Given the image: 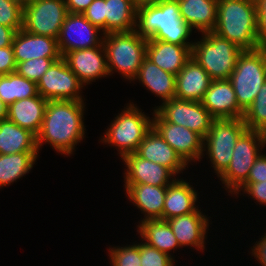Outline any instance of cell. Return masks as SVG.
Returning a JSON list of instances; mask_svg holds the SVG:
<instances>
[{
    "label": "cell",
    "instance_id": "obj_32",
    "mask_svg": "<svg viewBox=\"0 0 266 266\" xmlns=\"http://www.w3.org/2000/svg\"><path fill=\"white\" fill-rule=\"evenodd\" d=\"M38 95L37 84L16 72L0 75V99L8 106Z\"/></svg>",
    "mask_w": 266,
    "mask_h": 266
},
{
    "label": "cell",
    "instance_id": "obj_38",
    "mask_svg": "<svg viewBox=\"0 0 266 266\" xmlns=\"http://www.w3.org/2000/svg\"><path fill=\"white\" fill-rule=\"evenodd\" d=\"M82 14L105 34V0H94Z\"/></svg>",
    "mask_w": 266,
    "mask_h": 266
},
{
    "label": "cell",
    "instance_id": "obj_25",
    "mask_svg": "<svg viewBox=\"0 0 266 266\" xmlns=\"http://www.w3.org/2000/svg\"><path fill=\"white\" fill-rule=\"evenodd\" d=\"M218 0H177L183 21L198 32L207 33L214 30L217 17Z\"/></svg>",
    "mask_w": 266,
    "mask_h": 266
},
{
    "label": "cell",
    "instance_id": "obj_45",
    "mask_svg": "<svg viewBox=\"0 0 266 266\" xmlns=\"http://www.w3.org/2000/svg\"><path fill=\"white\" fill-rule=\"evenodd\" d=\"M16 32L14 28L0 24V48L12 46Z\"/></svg>",
    "mask_w": 266,
    "mask_h": 266
},
{
    "label": "cell",
    "instance_id": "obj_1",
    "mask_svg": "<svg viewBox=\"0 0 266 266\" xmlns=\"http://www.w3.org/2000/svg\"><path fill=\"white\" fill-rule=\"evenodd\" d=\"M84 101H48L42 126L36 136L39 149L47 143L64 155L74 154L77 143L84 139Z\"/></svg>",
    "mask_w": 266,
    "mask_h": 266
},
{
    "label": "cell",
    "instance_id": "obj_12",
    "mask_svg": "<svg viewBox=\"0 0 266 266\" xmlns=\"http://www.w3.org/2000/svg\"><path fill=\"white\" fill-rule=\"evenodd\" d=\"M155 111L169 123L184 126L199 134L203 139L208 134L215 119L200 101H187L173 98L161 102Z\"/></svg>",
    "mask_w": 266,
    "mask_h": 266
},
{
    "label": "cell",
    "instance_id": "obj_29",
    "mask_svg": "<svg viewBox=\"0 0 266 266\" xmlns=\"http://www.w3.org/2000/svg\"><path fill=\"white\" fill-rule=\"evenodd\" d=\"M38 152L36 136L8 118L0 120V154Z\"/></svg>",
    "mask_w": 266,
    "mask_h": 266
},
{
    "label": "cell",
    "instance_id": "obj_37",
    "mask_svg": "<svg viewBox=\"0 0 266 266\" xmlns=\"http://www.w3.org/2000/svg\"><path fill=\"white\" fill-rule=\"evenodd\" d=\"M140 246L141 266H174L175 259L145 242L137 243Z\"/></svg>",
    "mask_w": 266,
    "mask_h": 266
},
{
    "label": "cell",
    "instance_id": "obj_42",
    "mask_svg": "<svg viewBox=\"0 0 266 266\" xmlns=\"http://www.w3.org/2000/svg\"><path fill=\"white\" fill-rule=\"evenodd\" d=\"M16 70V61L12 46L0 48V75H7Z\"/></svg>",
    "mask_w": 266,
    "mask_h": 266
},
{
    "label": "cell",
    "instance_id": "obj_28",
    "mask_svg": "<svg viewBox=\"0 0 266 266\" xmlns=\"http://www.w3.org/2000/svg\"><path fill=\"white\" fill-rule=\"evenodd\" d=\"M137 227V232L140 234L139 236L142 239L141 241H144L149 246H152L161 252L172 256L170 252L180 248V245L178 244V241L167 220H140Z\"/></svg>",
    "mask_w": 266,
    "mask_h": 266
},
{
    "label": "cell",
    "instance_id": "obj_19",
    "mask_svg": "<svg viewBox=\"0 0 266 266\" xmlns=\"http://www.w3.org/2000/svg\"><path fill=\"white\" fill-rule=\"evenodd\" d=\"M180 247H195L197 251L205 249V240L209 226V217L199 208L190 214L167 219Z\"/></svg>",
    "mask_w": 266,
    "mask_h": 266
},
{
    "label": "cell",
    "instance_id": "obj_33",
    "mask_svg": "<svg viewBox=\"0 0 266 266\" xmlns=\"http://www.w3.org/2000/svg\"><path fill=\"white\" fill-rule=\"evenodd\" d=\"M243 121L250 130L263 131L266 128V81L253 103L244 111Z\"/></svg>",
    "mask_w": 266,
    "mask_h": 266
},
{
    "label": "cell",
    "instance_id": "obj_49",
    "mask_svg": "<svg viewBox=\"0 0 266 266\" xmlns=\"http://www.w3.org/2000/svg\"><path fill=\"white\" fill-rule=\"evenodd\" d=\"M23 4H26V3H28V2H30V1H33V0H20Z\"/></svg>",
    "mask_w": 266,
    "mask_h": 266
},
{
    "label": "cell",
    "instance_id": "obj_34",
    "mask_svg": "<svg viewBox=\"0 0 266 266\" xmlns=\"http://www.w3.org/2000/svg\"><path fill=\"white\" fill-rule=\"evenodd\" d=\"M60 58H33L16 64L15 72L24 78L31 80L37 84L41 76H43L54 61Z\"/></svg>",
    "mask_w": 266,
    "mask_h": 266
},
{
    "label": "cell",
    "instance_id": "obj_41",
    "mask_svg": "<svg viewBox=\"0 0 266 266\" xmlns=\"http://www.w3.org/2000/svg\"><path fill=\"white\" fill-rule=\"evenodd\" d=\"M266 181V153H261L250 169L245 183H258Z\"/></svg>",
    "mask_w": 266,
    "mask_h": 266
},
{
    "label": "cell",
    "instance_id": "obj_11",
    "mask_svg": "<svg viewBox=\"0 0 266 266\" xmlns=\"http://www.w3.org/2000/svg\"><path fill=\"white\" fill-rule=\"evenodd\" d=\"M83 87L62 57L54 61L37 82L38 94L47 101H84L81 94Z\"/></svg>",
    "mask_w": 266,
    "mask_h": 266
},
{
    "label": "cell",
    "instance_id": "obj_24",
    "mask_svg": "<svg viewBox=\"0 0 266 266\" xmlns=\"http://www.w3.org/2000/svg\"><path fill=\"white\" fill-rule=\"evenodd\" d=\"M197 190L186 180L175 179L167 186L163 208V220L195 212L198 200Z\"/></svg>",
    "mask_w": 266,
    "mask_h": 266
},
{
    "label": "cell",
    "instance_id": "obj_15",
    "mask_svg": "<svg viewBox=\"0 0 266 266\" xmlns=\"http://www.w3.org/2000/svg\"><path fill=\"white\" fill-rule=\"evenodd\" d=\"M62 58L84 86L96 79L110 76L103 44L90 49H79L65 53Z\"/></svg>",
    "mask_w": 266,
    "mask_h": 266
},
{
    "label": "cell",
    "instance_id": "obj_8",
    "mask_svg": "<svg viewBox=\"0 0 266 266\" xmlns=\"http://www.w3.org/2000/svg\"><path fill=\"white\" fill-rule=\"evenodd\" d=\"M243 118L214 119L208 134L204 137L203 151L210 159L218 178L231 163L233 149L239 137L247 130Z\"/></svg>",
    "mask_w": 266,
    "mask_h": 266
},
{
    "label": "cell",
    "instance_id": "obj_48",
    "mask_svg": "<svg viewBox=\"0 0 266 266\" xmlns=\"http://www.w3.org/2000/svg\"><path fill=\"white\" fill-rule=\"evenodd\" d=\"M262 132V135H263V143H264V146L266 145V128L261 131Z\"/></svg>",
    "mask_w": 266,
    "mask_h": 266
},
{
    "label": "cell",
    "instance_id": "obj_9",
    "mask_svg": "<svg viewBox=\"0 0 266 266\" xmlns=\"http://www.w3.org/2000/svg\"><path fill=\"white\" fill-rule=\"evenodd\" d=\"M264 147L261 131L247 129L233 149L231 163L219 177L228 193L235 192L247 181L251 167Z\"/></svg>",
    "mask_w": 266,
    "mask_h": 266
},
{
    "label": "cell",
    "instance_id": "obj_13",
    "mask_svg": "<svg viewBox=\"0 0 266 266\" xmlns=\"http://www.w3.org/2000/svg\"><path fill=\"white\" fill-rule=\"evenodd\" d=\"M104 35L103 31L92 25L83 14L68 12L57 39L59 51L63 56L74 50L97 47L103 44Z\"/></svg>",
    "mask_w": 266,
    "mask_h": 266
},
{
    "label": "cell",
    "instance_id": "obj_44",
    "mask_svg": "<svg viewBox=\"0 0 266 266\" xmlns=\"http://www.w3.org/2000/svg\"><path fill=\"white\" fill-rule=\"evenodd\" d=\"M69 13L82 14L94 0H64Z\"/></svg>",
    "mask_w": 266,
    "mask_h": 266
},
{
    "label": "cell",
    "instance_id": "obj_47",
    "mask_svg": "<svg viewBox=\"0 0 266 266\" xmlns=\"http://www.w3.org/2000/svg\"><path fill=\"white\" fill-rule=\"evenodd\" d=\"M160 0H133V2L135 3V5L137 7L142 6V5H147V4H155Z\"/></svg>",
    "mask_w": 266,
    "mask_h": 266
},
{
    "label": "cell",
    "instance_id": "obj_3",
    "mask_svg": "<svg viewBox=\"0 0 266 266\" xmlns=\"http://www.w3.org/2000/svg\"><path fill=\"white\" fill-rule=\"evenodd\" d=\"M212 32L243 51L258 49L255 0H218L216 24Z\"/></svg>",
    "mask_w": 266,
    "mask_h": 266
},
{
    "label": "cell",
    "instance_id": "obj_4",
    "mask_svg": "<svg viewBox=\"0 0 266 266\" xmlns=\"http://www.w3.org/2000/svg\"><path fill=\"white\" fill-rule=\"evenodd\" d=\"M148 39L131 32L109 33L104 35L107 69L111 76L115 71L131 81L136 77L146 58Z\"/></svg>",
    "mask_w": 266,
    "mask_h": 266
},
{
    "label": "cell",
    "instance_id": "obj_17",
    "mask_svg": "<svg viewBox=\"0 0 266 266\" xmlns=\"http://www.w3.org/2000/svg\"><path fill=\"white\" fill-rule=\"evenodd\" d=\"M201 102L215 119H236L244 116L229 79L213 80Z\"/></svg>",
    "mask_w": 266,
    "mask_h": 266
},
{
    "label": "cell",
    "instance_id": "obj_14",
    "mask_svg": "<svg viewBox=\"0 0 266 266\" xmlns=\"http://www.w3.org/2000/svg\"><path fill=\"white\" fill-rule=\"evenodd\" d=\"M153 111V128L187 164L204 157V139L199 134L184 126L166 122L155 110Z\"/></svg>",
    "mask_w": 266,
    "mask_h": 266
},
{
    "label": "cell",
    "instance_id": "obj_10",
    "mask_svg": "<svg viewBox=\"0 0 266 266\" xmlns=\"http://www.w3.org/2000/svg\"><path fill=\"white\" fill-rule=\"evenodd\" d=\"M68 11L64 0H33L23 6V28L58 39Z\"/></svg>",
    "mask_w": 266,
    "mask_h": 266
},
{
    "label": "cell",
    "instance_id": "obj_36",
    "mask_svg": "<svg viewBox=\"0 0 266 266\" xmlns=\"http://www.w3.org/2000/svg\"><path fill=\"white\" fill-rule=\"evenodd\" d=\"M111 266H141L140 246L137 243L126 246L109 247Z\"/></svg>",
    "mask_w": 266,
    "mask_h": 266
},
{
    "label": "cell",
    "instance_id": "obj_5",
    "mask_svg": "<svg viewBox=\"0 0 266 266\" xmlns=\"http://www.w3.org/2000/svg\"><path fill=\"white\" fill-rule=\"evenodd\" d=\"M128 103L121 113L113 119L112 123L101 137V142L116 147L122 159L125 155L135 153L140 143L153 127V117L150 118L143 110Z\"/></svg>",
    "mask_w": 266,
    "mask_h": 266
},
{
    "label": "cell",
    "instance_id": "obj_35",
    "mask_svg": "<svg viewBox=\"0 0 266 266\" xmlns=\"http://www.w3.org/2000/svg\"><path fill=\"white\" fill-rule=\"evenodd\" d=\"M23 6L20 0H0V24L14 28H23Z\"/></svg>",
    "mask_w": 266,
    "mask_h": 266
},
{
    "label": "cell",
    "instance_id": "obj_27",
    "mask_svg": "<svg viewBox=\"0 0 266 266\" xmlns=\"http://www.w3.org/2000/svg\"><path fill=\"white\" fill-rule=\"evenodd\" d=\"M136 79L163 102L175 98L176 75L164 71L147 58L143 60L133 81Z\"/></svg>",
    "mask_w": 266,
    "mask_h": 266
},
{
    "label": "cell",
    "instance_id": "obj_30",
    "mask_svg": "<svg viewBox=\"0 0 266 266\" xmlns=\"http://www.w3.org/2000/svg\"><path fill=\"white\" fill-rule=\"evenodd\" d=\"M105 15V34L136 28L137 6L133 0H105Z\"/></svg>",
    "mask_w": 266,
    "mask_h": 266
},
{
    "label": "cell",
    "instance_id": "obj_26",
    "mask_svg": "<svg viewBox=\"0 0 266 266\" xmlns=\"http://www.w3.org/2000/svg\"><path fill=\"white\" fill-rule=\"evenodd\" d=\"M47 100L41 95L21 99L8 106L7 118L35 136L42 126Z\"/></svg>",
    "mask_w": 266,
    "mask_h": 266
},
{
    "label": "cell",
    "instance_id": "obj_2",
    "mask_svg": "<svg viewBox=\"0 0 266 266\" xmlns=\"http://www.w3.org/2000/svg\"><path fill=\"white\" fill-rule=\"evenodd\" d=\"M135 31L147 39L177 45L194 43L189 42L192 30L181 18L177 0H160L155 4L137 7Z\"/></svg>",
    "mask_w": 266,
    "mask_h": 266
},
{
    "label": "cell",
    "instance_id": "obj_7",
    "mask_svg": "<svg viewBox=\"0 0 266 266\" xmlns=\"http://www.w3.org/2000/svg\"><path fill=\"white\" fill-rule=\"evenodd\" d=\"M229 80L236 93L237 104L246 111L266 81V48L244 50L237 58Z\"/></svg>",
    "mask_w": 266,
    "mask_h": 266
},
{
    "label": "cell",
    "instance_id": "obj_46",
    "mask_svg": "<svg viewBox=\"0 0 266 266\" xmlns=\"http://www.w3.org/2000/svg\"><path fill=\"white\" fill-rule=\"evenodd\" d=\"M8 116V105L0 99V120L6 119Z\"/></svg>",
    "mask_w": 266,
    "mask_h": 266
},
{
    "label": "cell",
    "instance_id": "obj_43",
    "mask_svg": "<svg viewBox=\"0 0 266 266\" xmlns=\"http://www.w3.org/2000/svg\"><path fill=\"white\" fill-rule=\"evenodd\" d=\"M256 244L253 245L251 248L252 256L256 258L258 263L262 266H266V233L265 235L261 236L259 241L254 242Z\"/></svg>",
    "mask_w": 266,
    "mask_h": 266
},
{
    "label": "cell",
    "instance_id": "obj_23",
    "mask_svg": "<svg viewBox=\"0 0 266 266\" xmlns=\"http://www.w3.org/2000/svg\"><path fill=\"white\" fill-rule=\"evenodd\" d=\"M127 197L146 219H162L167 186L124 184Z\"/></svg>",
    "mask_w": 266,
    "mask_h": 266
},
{
    "label": "cell",
    "instance_id": "obj_20",
    "mask_svg": "<svg viewBox=\"0 0 266 266\" xmlns=\"http://www.w3.org/2000/svg\"><path fill=\"white\" fill-rule=\"evenodd\" d=\"M12 48L16 64L33 58H61L58 41L53 37L31 34L24 29L16 32Z\"/></svg>",
    "mask_w": 266,
    "mask_h": 266
},
{
    "label": "cell",
    "instance_id": "obj_31",
    "mask_svg": "<svg viewBox=\"0 0 266 266\" xmlns=\"http://www.w3.org/2000/svg\"><path fill=\"white\" fill-rule=\"evenodd\" d=\"M39 152L0 154V188L9 186L31 171Z\"/></svg>",
    "mask_w": 266,
    "mask_h": 266
},
{
    "label": "cell",
    "instance_id": "obj_18",
    "mask_svg": "<svg viewBox=\"0 0 266 266\" xmlns=\"http://www.w3.org/2000/svg\"><path fill=\"white\" fill-rule=\"evenodd\" d=\"M139 157L168 168L175 176L188 164L152 127L135 152Z\"/></svg>",
    "mask_w": 266,
    "mask_h": 266
},
{
    "label": "cell",
    "instance_id": "obj_16",
    "mask_svg": "<svg viewBox=\"0 0 266 266\" xmlns=\"http://www.w3.org/2000/svg\"><path fill=\"white\" fill-rule=\"evenodd\" d=\"M121 160L127 168L124 173L125 184L168 186L176 179L168 168L145 160L136 153L125 155Z\"/></svg>",
    "mask_w": 266,
    "mask_h": 266
},
{
    "label": "cell",
    "instance_id": "obj_21",
    "mask_svg": "<svg viewBox=\"0 0 266 266\" xmlns=\"http://www.w3.org/2000/svg\"><path fill=\"white\" fill-rule=\"evenodd\" d=\"M212 81L209 74L191 57L176 75L175 98L201 102Z\"/></svg>",
    "mask_w": 266,
    "mask_h": 266
},
{
    "label": "cell",
    "instance_id": "obj_6",
    "mask_svg": "<svg viewBox=\"0 0 266 266\" xmlns=\"http://www.w3.org/2000/svg\"><path fill=\"white\" fill-rule=\"evenodd\" d=\"M191 48V57L209 74L212 80H227L234 71L243 50L214 32L203 33Z\"/></svg>",
    "mask_w": 266,
    "mask_h": 266
},
{
    "label": "cell",
    "instance_id": "obj_22",
    "mask_svg": "<svg viewBox=\"0 0 266 266\" xmlns=\"http://www.w3.org/2000/svg\"><path fill=\"white\" fill-rule=\"evenodd\" d=\"M192 46L148 39L146 58L164 71L177 75L185 63L191 58Z\"/></svg>",
    "mask_w": 266,
    "mask_h": 266
},
{
    "label": "cell",
    "instance_id": "obj_39",
    "mask_svg": "<svg viewBox=\"0 0 266 266\" xmlns=\"http://www.w3.org/2000/svg\"><path fill=\"white\" fill-rule=\"evenodd\" d=\"M243 191V194H248L250 198L256 200L258 204L266 205V181L258 183H244L233 195H238Z\"/></svg>",
    "mask_w": 266,
    "mask_h": 266
},
{
    "label": "cell",
    "instance_id": "obj_40",
    "mask_svg": "<svg viewBox=\"0 0 266 266\" xmlns=\"http://www.w3.org/2000/svg\"><path fill=\"white\" fill-rule=\"evenodd\" d=\"M259 48H266V0H255Z\"/></svg>",
    "mask_w": 266,
    "mask_h": 266
}]
</instances>
